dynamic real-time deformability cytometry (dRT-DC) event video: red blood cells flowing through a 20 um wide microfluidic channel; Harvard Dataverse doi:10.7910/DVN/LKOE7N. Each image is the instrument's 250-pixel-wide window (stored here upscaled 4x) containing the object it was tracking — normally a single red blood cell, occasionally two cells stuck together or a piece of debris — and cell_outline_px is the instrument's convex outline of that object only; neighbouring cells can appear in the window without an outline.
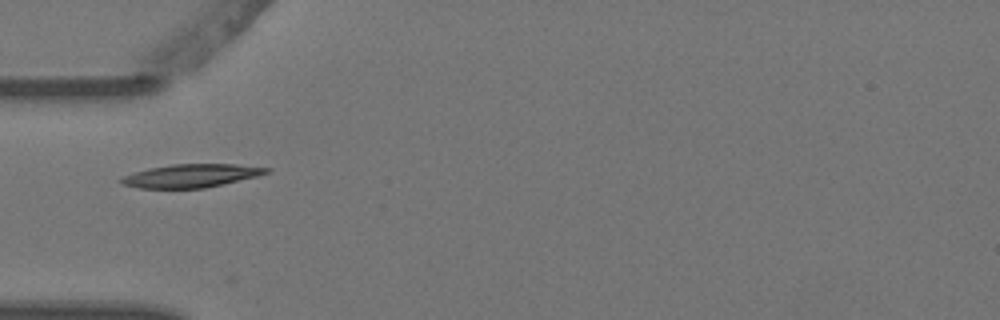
{"species": "Egyptian fruit bat (a non-hibernating species)", "species_latin": "Rousettus aegyptiacus", "temperature_condition": "warm", "stored_images_in_passage": 6, "camera_frame_rate_fps": 3000, "um_per_image_px": 0.085, "animal": {"sex": "female"}, "frame": {"image": 1, "passage_image": 1, "time_ms": 0.0, "image_size_px": [1000, 320], "cell_outline_px": [[272, 168], [268, 172], [256, 176], [204, 188], [140, 188], [124, 184], [120, 180], [120, 176], [132, 172], [148, 168], [172, 164], [236, 164]], "centroid_in_image_um": [16.2, 14.92], "position_along_channel_um": 68.8, "area_um2": 19.54}}
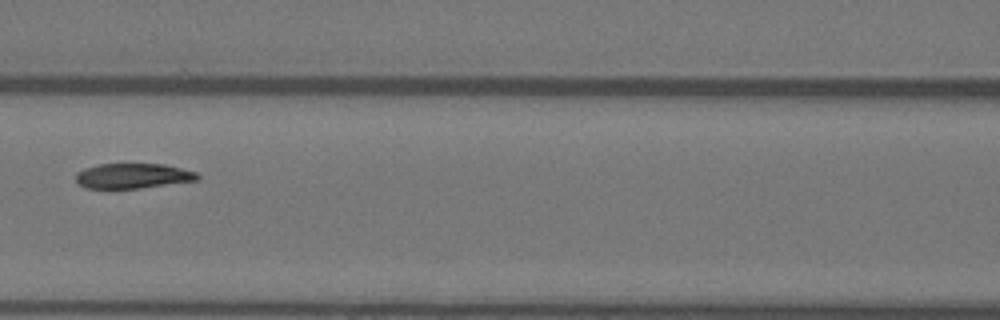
{"frame": {"image": 2, "passage_image": 3, "time_ms": 0.667, "image_size_px": [1000, 320], "cell_outline_px": [[200, 180], [140, 188], [84, 188], [76, 180], [76, 172], [84, 168], [100, 164], [164, 164], [196, 172], [200, 176]], "centroid_in_image_um": [11.3, 14.95], "position_along_channel_um": 155.3, "area_um2": 17.74}}
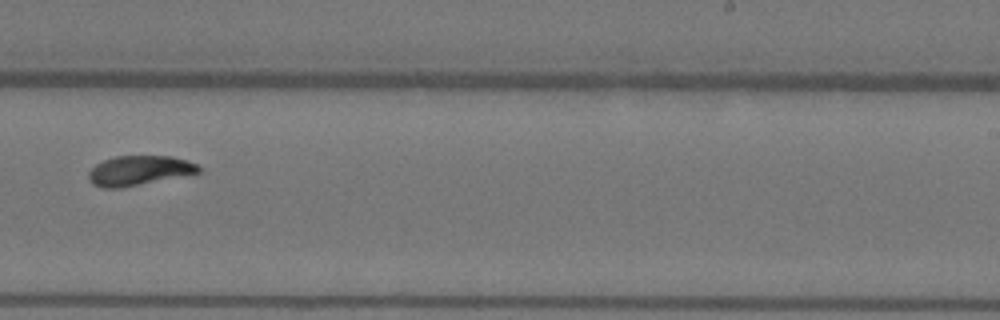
{"frame": {"image": 3, "passage_image": 6, "time_ms": 1.667, "image_size_px": [1000, 320], "cell_outline_px": [[200, 172], [120, 188], [104, 188], [92, 184], [88, 180], [88, 172], [96, 164], [104, 160], [116, 156], [172, 156], [188, 160], [196, 164], [200, 168]], "centroid_in_image_um": [11.78, 14.49], "position_along_channel_um": 277.2, "area_um2": 18.84}}